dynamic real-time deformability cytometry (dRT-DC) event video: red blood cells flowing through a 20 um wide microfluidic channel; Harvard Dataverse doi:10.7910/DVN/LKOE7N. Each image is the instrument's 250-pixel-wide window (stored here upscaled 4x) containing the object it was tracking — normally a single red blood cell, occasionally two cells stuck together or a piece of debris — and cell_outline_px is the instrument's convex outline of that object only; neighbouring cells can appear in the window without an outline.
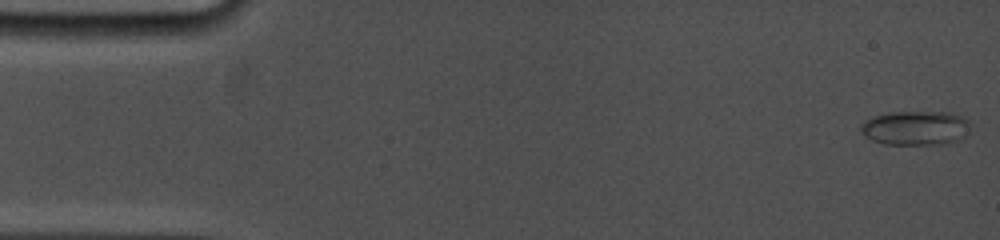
{"species": "common noctule bat (a hibernating species)", "species_latin": "Nyctalus noctula", "temperature_condition": "cold", "stored_images_in_passage": 10, "camera_frame_rate_fps": 5000, "um_per_image_px": 0.085, "animal": {"sex": "female", "body_mass_g": 19.0, "forearm_length_mm": 53.3}, "frame": {"image": 1, "passage_image": 1, "time_ms": 0.0, "image_size_px": [1000, 240], "cell_outline_px": [[968, 124], [964, 136], [948, 144], [884, 144], [872, 140], [864, 136], [860, 128], [864, 120], [872, 116], [892, 112], [948, 112], [960, 116], [968, 120]], "centroid_in_image_um": [77.76, 10.88], "position_along_channel_um": 7.2, "area_um2": 21.73}}
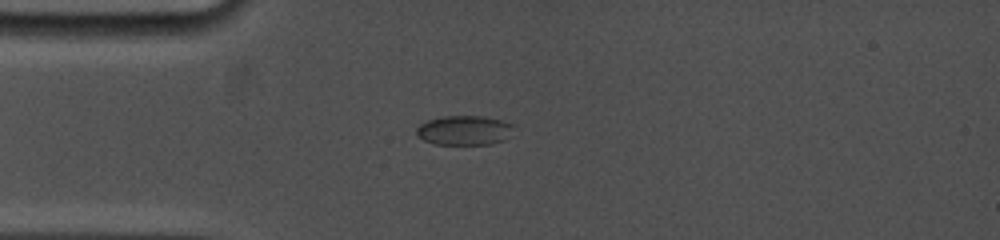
{"frame": {"image": 2, "passage_image": 9, "time_ms": 4.0, "image_size_px": [1000, 240], "cell_outline_px": [[516, 124], [504, 140], [492, 144], [436, 144], [424, 140], [416, 136], [416, 128], [420, 124], [428, 120], [444, 116], [484, 116]], "centroid_in_image_um": [39.45, 11.07], "position_along_channel_um": 45.5, "area_um2": 16.7}}